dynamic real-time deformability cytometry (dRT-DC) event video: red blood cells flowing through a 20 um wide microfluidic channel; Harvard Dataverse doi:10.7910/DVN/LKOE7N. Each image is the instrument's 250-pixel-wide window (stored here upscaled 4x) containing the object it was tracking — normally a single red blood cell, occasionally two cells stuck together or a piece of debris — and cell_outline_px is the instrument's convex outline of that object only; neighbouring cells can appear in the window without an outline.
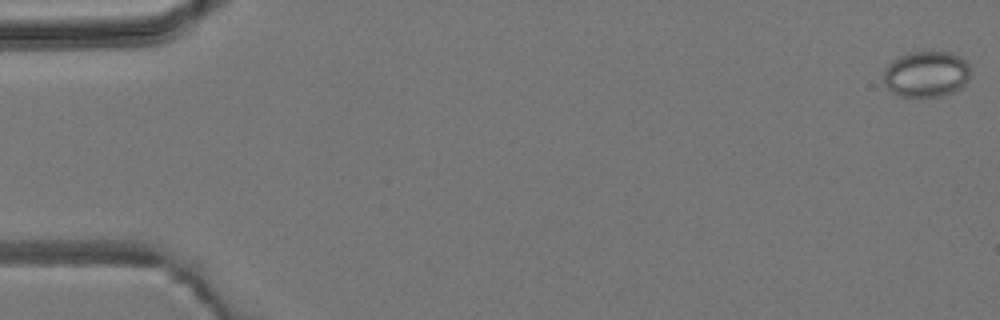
{"species": "common noctule bat (a hibernating species)", "species_latin": "Nyctalus noctula", "temperature_condition": "room temperature", "stored_images_in_passage": 5, "camera_frame_rate_fps": 3000, "um_per_image_px": 0.085, "animal": {"sex": "male", "body_mass_g": 19.2, "forearm_length_mm": 51.8}, "frame": {"image": 1, "passage_image": 1, "time_ms": 0.0, "image_size_px": [1000, 320], "cell_outline_px": [[972, 76], [960, 88], [952, 92], [940, 96], [900, 96], [892, 92], [884, 84], [884, 68], [892, 60], [908, 52], [952, 52], [960, 56], [972, 68]], "centroid_in_image_um": [78.76, 6.28], "position_along_channel_um": 6.2, "area_um2": 23.52}}
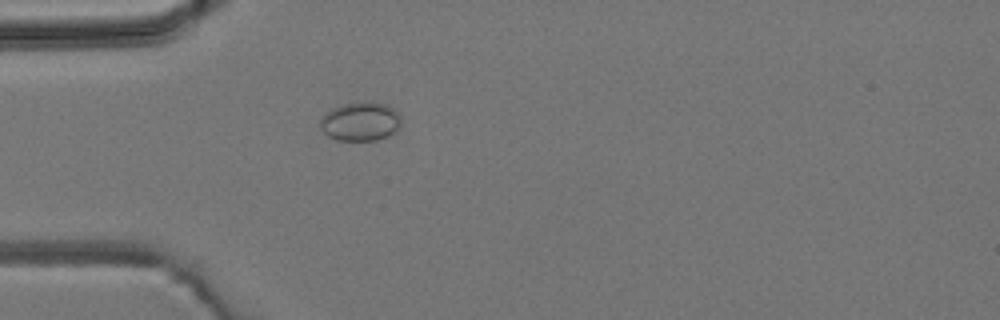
{"frame": {"image": 2, "passage_image": 5, "time_ms": 4.667, "image_size_px": [1000, 320], "cell_outline_px": [[400, 124], [396, 132], [388, 136], [376, 140], [336, 140], [328, 136], [320, 128], [320, 120], [332, 108], [344, 104], [364, 100], [368, 100], [384, 104], [392, 108], [400, 116]], "centroid_in_image_um": [30.64, 10.32], "position_along_channel_um": 54.4, "area_um2": 18.38}}